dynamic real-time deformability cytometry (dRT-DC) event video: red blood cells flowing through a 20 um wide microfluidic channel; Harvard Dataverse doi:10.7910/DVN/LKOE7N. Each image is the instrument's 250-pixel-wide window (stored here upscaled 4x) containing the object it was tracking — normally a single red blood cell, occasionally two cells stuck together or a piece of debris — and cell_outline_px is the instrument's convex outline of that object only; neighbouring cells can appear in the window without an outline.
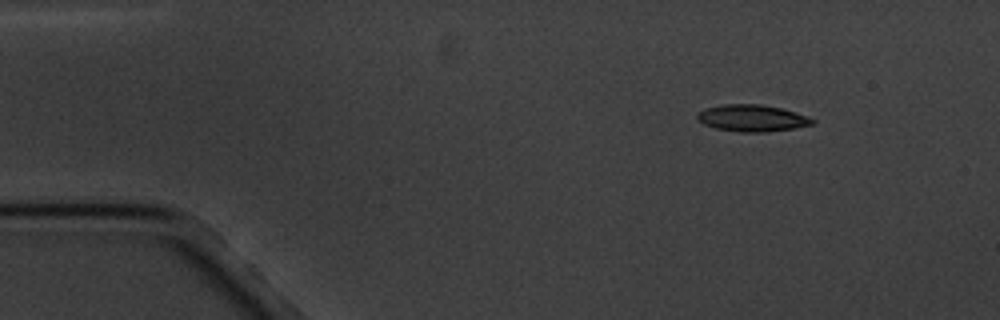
{"species": "common noctule bat (a hibernating species)", "species_latin": "Nyctalus noctula", "temperature_condition": "cold", "stored_images_in_passage": 3, "camera_frame_rate_fps": 3000, "um_per_image_px": 0.085, "animal": {"sex": "male", "body_mass_g": 20.1, "forearm_length_mm": 53.5}, "frame": {"image": 1, "passage_image": 1, "time_ms": 0.0, "image_size_px": [1000, 320], "cell_outline_px": [[816, 120], [812, 124], [796, 128], [768, 132], [740, 132], [716, 128], [704, 124], [696, 116], [700, 112], [708, 108], [724, 104], [760, 104], [780, 108], [796, 112]], "centroid_in_image_um": [63.97, 10.05], "position_along_channel_um": 21.0, "area_um2": 17.74}}